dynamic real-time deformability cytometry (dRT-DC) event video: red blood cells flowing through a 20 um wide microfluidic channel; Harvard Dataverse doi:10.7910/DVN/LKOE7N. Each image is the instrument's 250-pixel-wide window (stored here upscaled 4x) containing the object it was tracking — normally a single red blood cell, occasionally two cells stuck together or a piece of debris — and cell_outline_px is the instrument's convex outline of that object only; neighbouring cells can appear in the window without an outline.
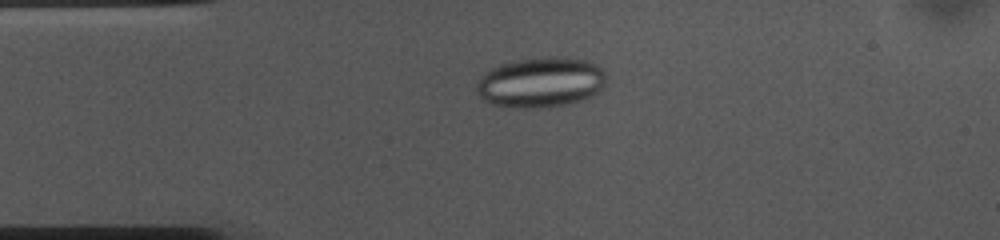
{"species": "common noctule bat (a hibernating species)", "species_latin": "Nyctalus noctula", "temperature_condition": "cold", "stored_images_in_passage": 53, "camera_frame_rate_fps": 3000, "um_per_image_px": 0.085, "animal": {"sex": "female", "body_mass_g": 10.0, "forearm_length_mm": 53.1}, "frame": {"image": 1, "passage_image": 11, "time_ms": 3.333, "image_size_px": [1000, 240], "cell_outline_px": [[608, 80], [604, 88], [596, 96], [584, 100], [568, 104], [544, 108], [512, 108], [492, 104], [484, 100], [476, 92], [476, 84], [484, 72], [500, 64], [516, 60], [536, 56], [556, 56], [588, 60], [596, 64], [604, 72]], "centroid_in_image_um": [46.01, 7.0], "position_along_channel_um": 39.0, "area_um2": 39.02}}
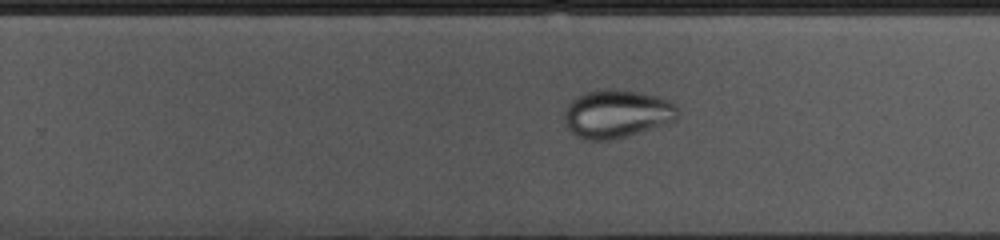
{"frame": {"image": 2, "passage_image": 32, "time_ms": 10.333, "image_size_px": [1000, 240], "cell_outline_px": [[676, 120], [612, 140], [588, 140], [572, 132], [568, 128], [564, 120], [564, 112], [568, 104], [572, 100], [584, 92], [604, 88], [612, 88], [660, 96], [676, 104]], "centroid_in_image_um": [52.4, 9.65], "position_along_channel_um": 277.4, "area_um2": 31.5}}
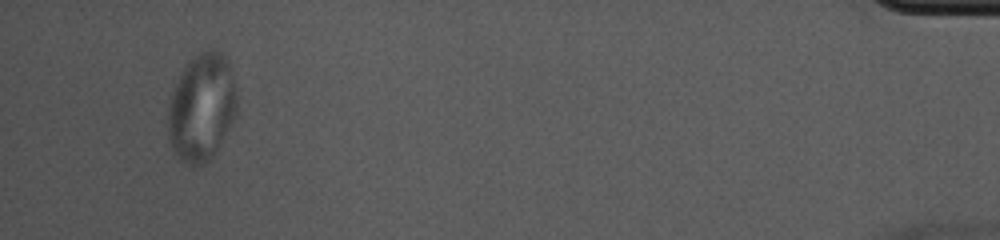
{"frame": {"image": 3, "passage_image": 50, "time_ms": 16.333, "image_size_px": [1000, 240], "cell_outline_px": [[236, 112], [232, 120], [212, 156], [204, 164], [188, 164], [180, 160], [176, 156], [168, 140], [168, 104], [172, 92], [184, 68], [200, 52], [208, 48], [224, 56], [228, 64], [236, 88]], "centroid_in_image_um": [17.11, 9.15], "position_along_channel_um": 418.1, "area_um2": 42.25}}